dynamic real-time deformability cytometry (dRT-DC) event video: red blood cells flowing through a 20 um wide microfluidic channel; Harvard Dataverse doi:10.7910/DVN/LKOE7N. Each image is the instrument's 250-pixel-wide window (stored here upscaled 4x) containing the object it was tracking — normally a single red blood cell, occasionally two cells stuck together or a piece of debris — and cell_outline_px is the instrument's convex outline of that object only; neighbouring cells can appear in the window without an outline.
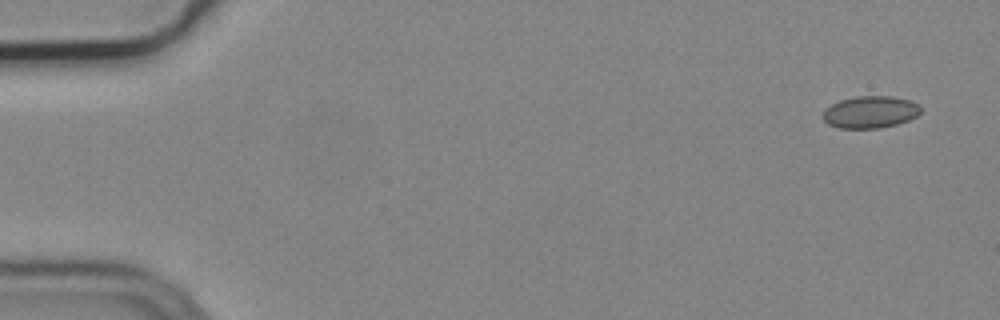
{"species": "common noctule bat (a hibernating species)", "species_latin": "Nyctalus noctula", "temperature_condition": "cold", "stored_images_in_passage": 5, "segment_of_instrument_passage": [1, 2], "camera_frame_rate_fps": 3000, "um_per_image_px": 0.085, "animal": {"sex": "male", "body_mass_g": 19.2, "forearm_length_mm": 51.8}, "frame": {"image": 1, "passage_image": 1, "time_ms": 0.0, "image_size_px": [1000, 320], "cell_outline_px": [[920, 112], [916, 116], [908, 120], [896, 124], [880, 128], [840, 128], [828, 124], [820, 116], [824, 108], [840, 100], [856, 96], [892, 96], [912, 100], [920, 104]], "centroid_in_image_um": [73.95, 9.51], "position_along_channel_um": 11.0, "area_um2": 18.5}}
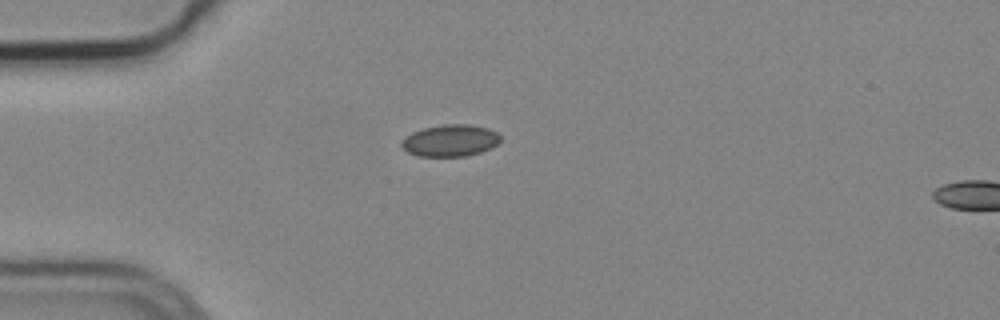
{"frame": {"image": 2, "passage_image": 4, "time_ms": 1.0, "image_size_px": [1000, 320], "cell_outline_px": [[500, 140], [492, 148], [480, 152], [464, 156], [416, 156], [408, 152], [400, 144], [412, 132], [424, 128], [444, 124], [468, 124], [488, 128], [496, 132], [500, 136]], "centroid_in_image_um": [38.29, 11.94], "position_along_channel_um": 46.7, "area_um2": 18.15}}